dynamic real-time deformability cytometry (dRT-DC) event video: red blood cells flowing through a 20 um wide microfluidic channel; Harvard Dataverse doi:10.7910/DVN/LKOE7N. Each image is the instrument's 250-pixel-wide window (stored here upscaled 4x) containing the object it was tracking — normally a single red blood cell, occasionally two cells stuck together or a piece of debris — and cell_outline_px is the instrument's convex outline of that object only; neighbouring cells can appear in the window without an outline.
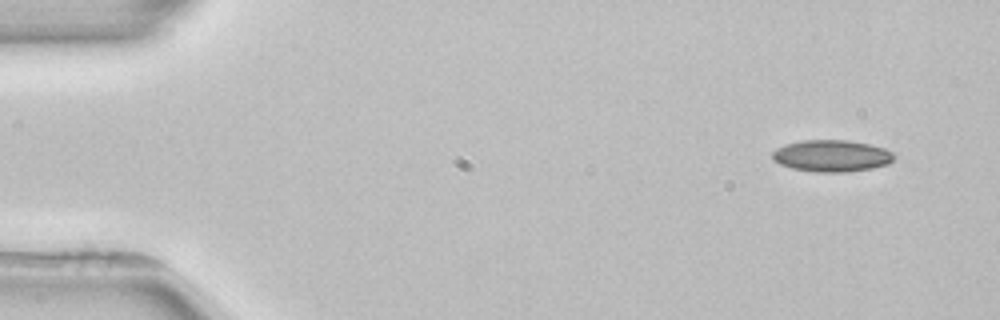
{"species": "common noctule bat (a hibernating species)", "species_latin": "Nyctalus noctula", "temperature_condition": "room temperature", "stored_images_in_passage": 3, "camera_frame_rate_fps": 3000, "um_per_image_px": 0.085, "animal": {"sex": "female", "body_mass_g": 22.7, "forearm_length_mm": 54.2}, "frame": {"image": 1, "passage_image": 1, "time_ms": 0.0, "image_size_px": [1000, 320], "cell_outline_px": [[896, 156], [888, 164], [872, 168], [848, 172], [816, 172], [792, 168], [780, 164], [772, 160], [772, 152], [776, 148], [784, 144], [800, 140], [848, 140], [868, 144], [884, 148], [896, 152]], "centroid_in_image_um": [70.69, 13.24], "position_along_channel_um": 14.3, "area_um2": 22.77}}
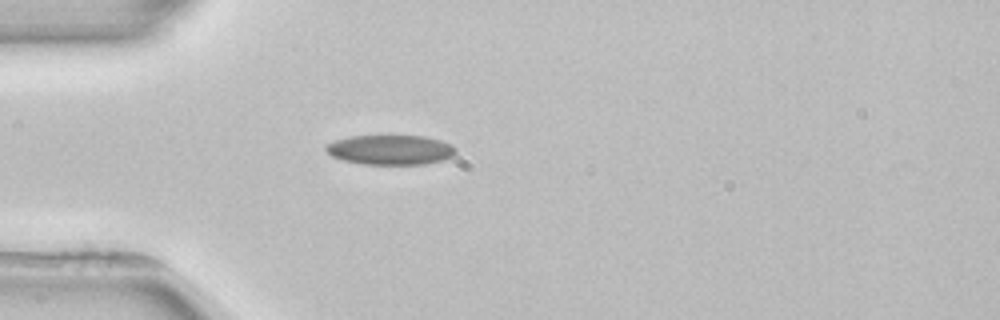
{"frame": {"image": 2, "passage_image": 3, "time_ms": 3.667, "image_size_px": [1000, 320], "cell_outline_px": [[456, 152], [452, 156], [444, 160], [424, 164], [364, 164], [344, 160], [332, 156], [324, 148], [328, 144], [336, 140], [352, 136], [424, 136], [440, 140], [452, 144], [456, 148]], "centroid_in_image_um": [33.23, 12.73], "position_along_channel_um": 51.8, "area_um2": 22.37}}